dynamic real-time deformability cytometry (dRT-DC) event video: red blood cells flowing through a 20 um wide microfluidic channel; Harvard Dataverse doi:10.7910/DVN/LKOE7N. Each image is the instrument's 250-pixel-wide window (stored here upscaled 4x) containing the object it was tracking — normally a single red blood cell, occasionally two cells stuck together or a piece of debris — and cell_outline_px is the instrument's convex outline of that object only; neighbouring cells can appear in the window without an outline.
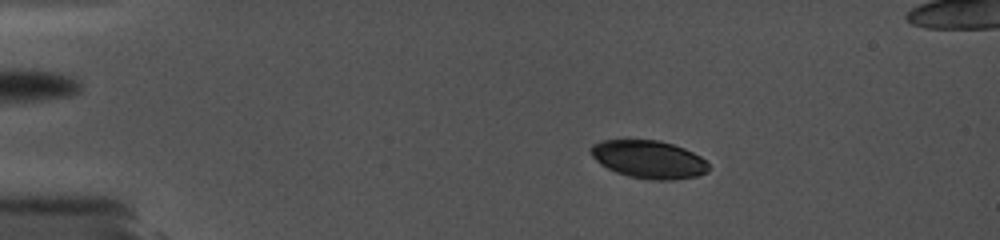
{"species": "common noctule bat (a hibernating species)", "species_latin": "Nyctalus noctula", "temperature_condition": "cold", "stored_images_in_passage": 121, "segment_of_instrument_passage": [1, 2], "camera_frame_rate_fps": 5000, "um_per_image_px": 0.085, "animal": {"sex": "female", "body_mass_g": 19.0, "forearm_length_mm": 56.7}, "frame": {"image": 1, "passage_image": 19, "time_ms": 3.2, "image_size_px": [1000, 240], "cell_outline_px": [[708, 172], [696, 176], [672, 180], [652, 180], [628, 176], [616, 172], [600, 164], [588, 152], [588, 148], [592, 144], [600, 140], [660, 140], [684, 148], [700, 156], [708, 164]], "centroid_in_image_um": [55.1, 13.54], "position_along_channel_um": 29.9, "area_um2": 26.13}}